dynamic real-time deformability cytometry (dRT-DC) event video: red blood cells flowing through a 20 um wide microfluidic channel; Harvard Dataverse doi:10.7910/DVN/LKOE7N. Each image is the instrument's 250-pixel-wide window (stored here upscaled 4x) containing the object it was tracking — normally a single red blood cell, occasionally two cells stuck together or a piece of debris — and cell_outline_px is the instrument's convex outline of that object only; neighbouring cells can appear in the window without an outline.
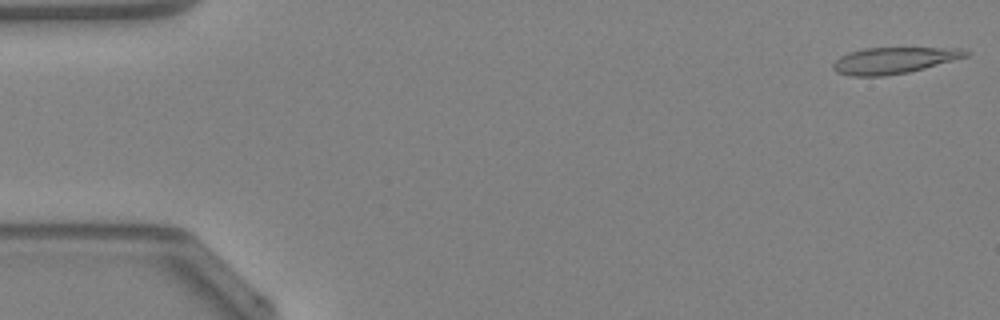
{"species": "Egyptian fruit bat (a non-hibernating species)", "species_latin": "Rousettus aegyptiacus", "temperature_condition": "warm", "stored_images_in_passage": 48, "camera_frame_rate_fps": 3000, "um_per_image_px": 0.085, "animal": {"sex": "female"}, "frame": {"image": 1, "passage_image": 1, "time_ms": 0.0, "image_size_px": [1000, 320], "cell_outline_px": [[968, 56], [924, 68], [908, 72], [884, 76], [848, 76], [836, 72], [832, 68], [832, 64], [840, 56], [848, 52], [864, 48], [960, 48], [968, 52]], "centroid_in_image_um": [75.91, 5.14], "position_along_channel_um": 9.1, "area_um2": 20.29}}
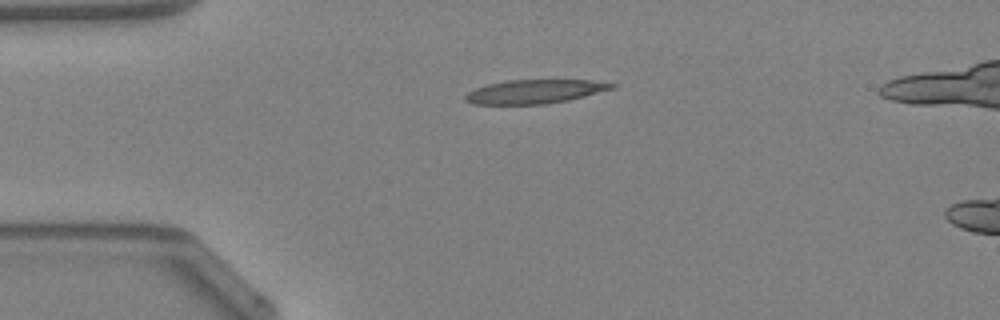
{"frame": {"image": 2, "passage_image": 11, "time_ms": 3.333, "image_size_px": [1000, 320], "cell_outline_px": [[616, 88], [568, 100], [544, 104], [476, 104], [464, 100], [464, 96], [468, 92], [476, 88], [488, 84], [508, 80], [592, 80], [616, 84]], "centroid_in_image_um": [45.47, 7.78], "position_along_channel_um": 39.5, "area_um2": 20.23}}
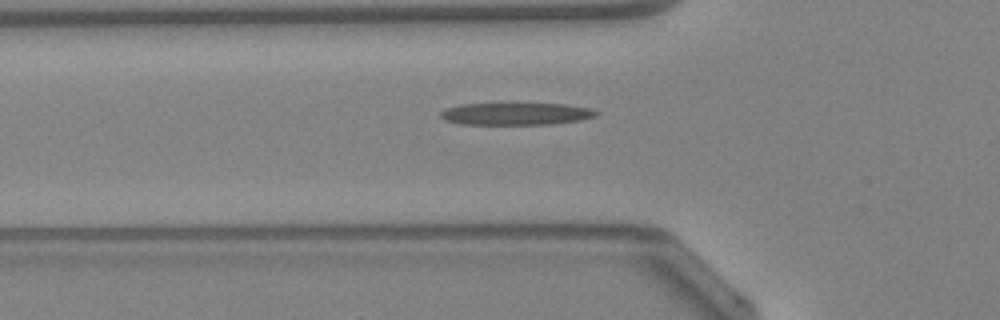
{"frame": {"image": 3, "passage_image": 16, "time_ms": 5.0, "image_size_px": [1000, 320], "cell_outline_px": [[600, 112], [596, 116], [580, 120], [552, 124], [460, 124], [444, 120], [440, 116], [440, 112], [444, 108], [460, 104], [564, 104], [592, 108]], "centroid_in_image_um": [43.85, 9.67], "position_along_channel_um": 81.9, "area_um2": 20.17}}